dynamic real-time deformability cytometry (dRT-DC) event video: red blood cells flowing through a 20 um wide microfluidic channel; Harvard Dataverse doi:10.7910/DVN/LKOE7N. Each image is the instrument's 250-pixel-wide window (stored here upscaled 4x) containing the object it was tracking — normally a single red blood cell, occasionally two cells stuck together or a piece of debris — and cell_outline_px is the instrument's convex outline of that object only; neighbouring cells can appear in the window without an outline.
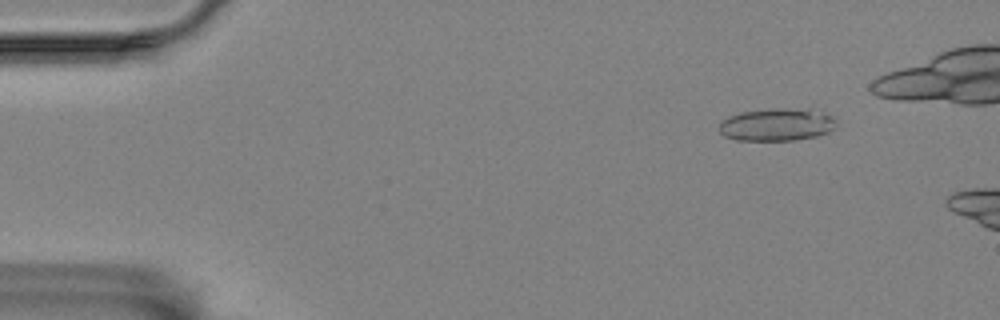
{"species": "Egyptian fruit bat (a non-hibernating species)", "species_latin": "Rousettus aegyptiacus", "temperature_condition": "room temperature", "stored_images_in_passage": 6, "camera_frame_rate_fps": 3000, "um_per_image_px": 0.085, "animal": {"sex": "female"}, "frame": {"image": 1, "passage_image": 1, "time_ms": 0.0, "image_size_px": [1000, 320], "cell_outline_px": [[836, 124], [828, 132], [816, 136], [796, 140], [736, 140], [724, 136], [720, 132], [720, 120], [728, 116], [740, 112], [776, 108], [808, 108], [832, 116], [836, 120]], "centroid_in_image_um": [66.01, 10.58], "position_along_channel_um": 19.0, "area_um2": 22.37}}